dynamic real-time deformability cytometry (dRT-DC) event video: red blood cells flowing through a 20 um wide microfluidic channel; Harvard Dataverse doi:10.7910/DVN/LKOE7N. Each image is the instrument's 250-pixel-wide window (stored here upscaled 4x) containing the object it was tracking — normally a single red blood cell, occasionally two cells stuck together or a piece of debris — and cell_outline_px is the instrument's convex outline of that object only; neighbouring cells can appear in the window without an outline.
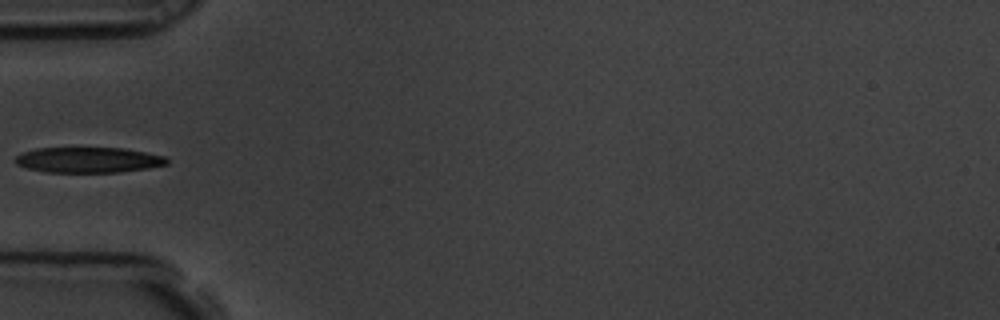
{"species": "common noctule bat (a hibernating species)", "species_latin": "Nyctalus noctula", "temperature_condition": "room temperature", "stored_images_in_passage": 6, "camera_frame_rate_fps": 3000, "um_per_image_px": 0.085, "animal": {"sex": "male", "body_mass_g": 19.5, "forearm_length_mm": 54.6}, "frame": {"image": 1, "passage_image": 6, "time_ms": 1.667, "image_size_px": [1000, 320], "cell_outline_px": [[168, 164], [148, 168], [120, 172], [44, 172], [24, 168], [16, 164], [12, 160], [16, 156], [24, 152], [36, 148], [124, 148], [164, 156], [168, 160]], "centroid_in_image_um": [7.46, 13.6], "position_along_channel_um": 77.5, "area_um2": 22.6}}